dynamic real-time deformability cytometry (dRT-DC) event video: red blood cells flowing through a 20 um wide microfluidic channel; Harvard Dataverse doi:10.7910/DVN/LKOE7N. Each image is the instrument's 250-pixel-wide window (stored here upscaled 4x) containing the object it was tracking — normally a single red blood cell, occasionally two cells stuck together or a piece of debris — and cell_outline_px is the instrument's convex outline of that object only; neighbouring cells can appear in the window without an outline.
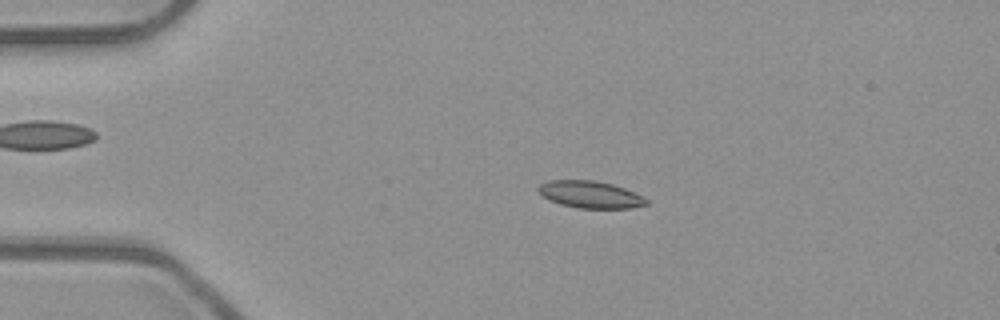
{"species": "common noctule bat (a hibernating species)", "species_latin": "Nyctalus noctula", "temperature_condition": "room temperature", "stored_images_in_passage": 52, "camera_frame_rate_fps": 3000, "um_per_image_px": 0.085, "animal": {"sex": "male", "body_mass_g": 23.1, "forearm_length_mm": 52.7}, "frame": {"image": 1, "passage_image": 11, "time_ms": 3.333, "image_size_px": [1000, 320], "cell_outline_px": [[648, 204], [632, 208], [580, 208], [560, 204], [548, 200], [536, 188], [540, 184], [548, 180], [596, 180], [612, 184], [624, 188], [648, 200]], "centroid_in_image_um": [50.14, 16.53], "position_along_channel_um": 34.9, "area_um2": 16.94}}
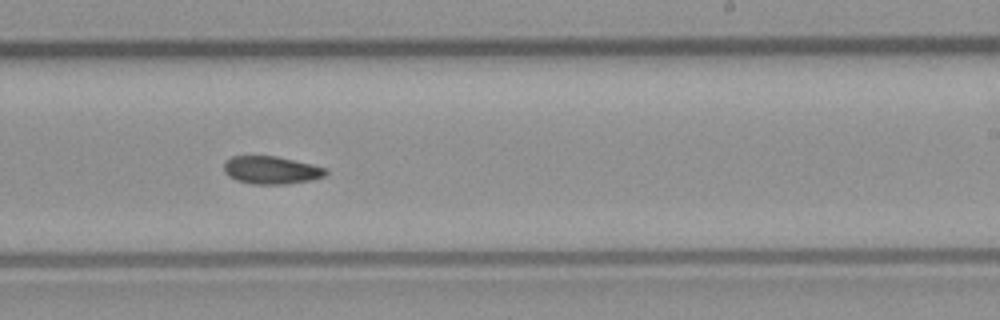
{"frame": {"image": 2, "passage_image": 32, "time_ms": 10.333, "image_size_px": [1000, 320], "cell_outline_px": [[328, 172], [324, 176], [312, 180], [288, 184], [252, 184], [236, 180], [228, 176], [224, 172], [224, 160], [232, 156], [276, 156], [312, 164], [324, 168]], "centroid_in_image_um": [23.03, 14.46], "position_along_channel_um": 266.0, "area_um2": 16.59}}
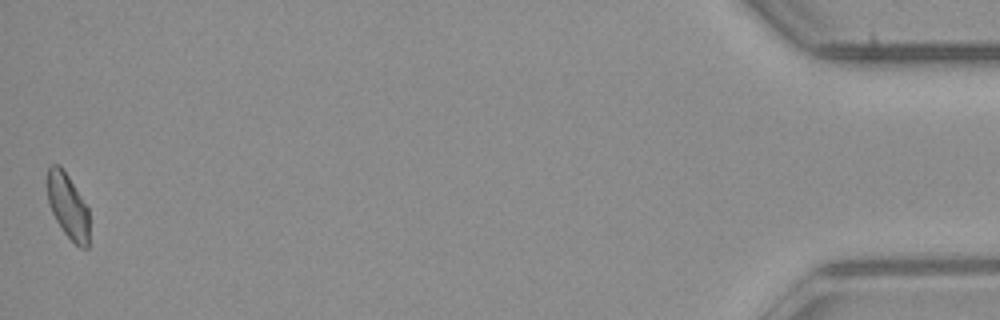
{"frame": {"image": 3, "passage_image": 52, "time_ms": 17.0, "image_size_px": [1000, 320], "cell_outline_px": [[88, 248], [80, 248], [64, 232], [56, 220], [48, 204], [48, 168], [52, 164], [60, 164], [68, 176], [88, 208]], "centroid_in_image_um": [5.76, 17.51], "position_along_channel_um": 429.4, "area_um2": 15.55}, "authors_computed_cell_mechanics": {"area_um2": 16.8198, "velocity_mm_per_s": 3.9311, "shape_relaxation_time_tau1_ms": 4.9512, "shape_relaxation_time_tau2_ms": null, "deformation_change_tau1": 0.0973, "deformation_change_tau2": null}}